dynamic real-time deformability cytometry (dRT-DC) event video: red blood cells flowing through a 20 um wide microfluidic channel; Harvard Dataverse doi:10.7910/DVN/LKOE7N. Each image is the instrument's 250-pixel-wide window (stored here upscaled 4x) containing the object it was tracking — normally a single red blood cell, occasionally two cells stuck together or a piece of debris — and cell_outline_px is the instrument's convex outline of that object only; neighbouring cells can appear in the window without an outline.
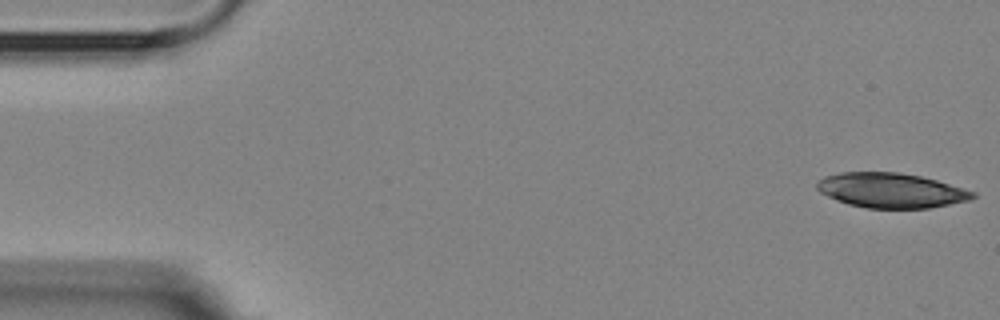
{"species": "Egyptian fruit bat (a non-hibernating species)", "species_latin": "Rousettus aegyptiacus", "temperature_condition": "room temperature", "stored_images_in_passage": 2, "camera_frame_rate_fps": 3000, "um_per_image_px": 0.085, "animal": {"sex": "female"}, "frame": {"image": 1, "passage_image": 1, "time_ms": 0.0, "image_size_px": [1000, 320], "cell_outline_px": [[976, 196], [968, 200], [928, 208], [868, 208], [848, 204], [836, 200], [820, 192], [816, 188], [816, 184], [824, 176], [840, 172], [896, 172], [920, 176], [936, 180], [976, 192]], "centroid_in_image_um": [75.71, 16.18], "position_along_channel_um": 9.3, "area_um2": 31.39}}